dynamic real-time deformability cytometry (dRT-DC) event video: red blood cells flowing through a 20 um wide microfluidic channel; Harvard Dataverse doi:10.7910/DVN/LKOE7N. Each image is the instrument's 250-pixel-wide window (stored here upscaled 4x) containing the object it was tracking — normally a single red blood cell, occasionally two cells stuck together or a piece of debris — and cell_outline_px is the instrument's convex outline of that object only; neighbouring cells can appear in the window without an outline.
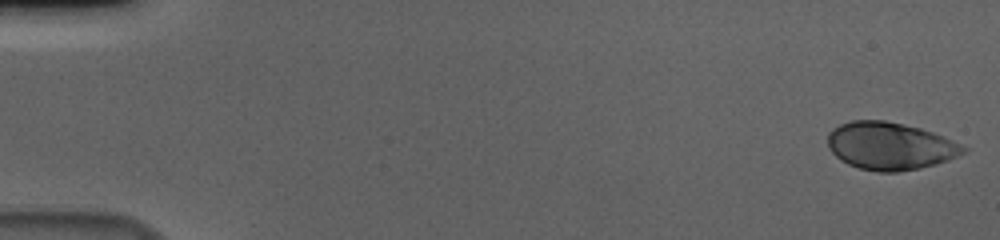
{"species": "human", "species_latin": "Homo sapiens", "temperature_condition": "cold", "stored_images_in_passage": 57, "camera_frame_rate_fps": 3000, "um_per_image_px": 0.085, "donor": {"sex": "male"}, "frame": {"image": 1, "passage_image": 1, "time_ms": 0.0, "image_size_px": [1000, 240], "cell_outline_px": [[968, 148], [964, 152], [948, 160], [920, 168], [896, 172], [876, 172], [860, 168], [848, 164], [840, 160], [832, 152], [828, 144], [828, 132], [832, 128], [840, 124], [852, 120], [884, 120], [920, 128], [932, 132], [952, 140]], "centroid_in_image_um": [75.62, 12.41], "position_along_channel_um": 9.4, "area_um2": 37.4}}
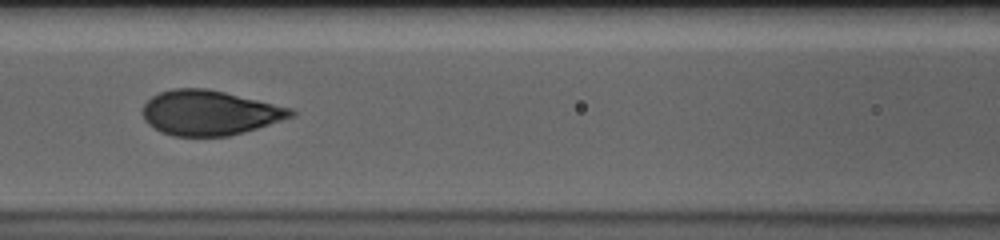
{"frame": {"image": 2, "passage_image": 26, "time_ms": 8.333, "image_size_px": [1000, 240], "cell_outline_px": [[296, 116], [244, 132], [228, 136], [172, 136], [160, 132], [148, 124], [144, 120], [144, 104], [152, 96], [160, 92], [172, 88], [208, 88], [292, 108], [296, 112]], "centroid_in_image_um": [17.82, 9.59], "position_along_channel_um": 148.8, "area_um2": 38.78}}
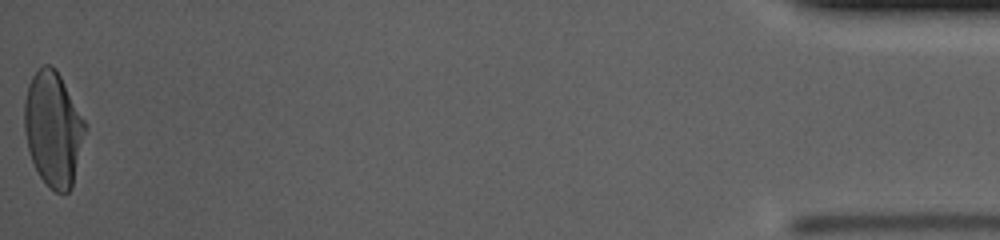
{"frame": {"image": 3, "passage_image": 57, "time_ms": 18.667, "image_size_px": [1000, 240], "cell_outline_px": [[88, 124], [72, 188], [68, 192], [56, 192], [40, 176], [28, 152], [24, 128], [24, 100], [28, 84], [32, 76], [44, 64], [52, 64], [56, 68]], "centroid_in_image_um": [4.54, 10.92], "position_along_channel_um": 430.7, "area_um2": 40.86}, "authors_computed_cell_mechanics": {"area_um2": 38.8994, "velocity_mm_per_s": 3.6233, "shape_relaxation_time_tau1_ms": 4.7317, "shape_relaxation_time_tau2_ms": null, "deformation_change_tau1": 0.2048, "deformation_change_tau2": null}}